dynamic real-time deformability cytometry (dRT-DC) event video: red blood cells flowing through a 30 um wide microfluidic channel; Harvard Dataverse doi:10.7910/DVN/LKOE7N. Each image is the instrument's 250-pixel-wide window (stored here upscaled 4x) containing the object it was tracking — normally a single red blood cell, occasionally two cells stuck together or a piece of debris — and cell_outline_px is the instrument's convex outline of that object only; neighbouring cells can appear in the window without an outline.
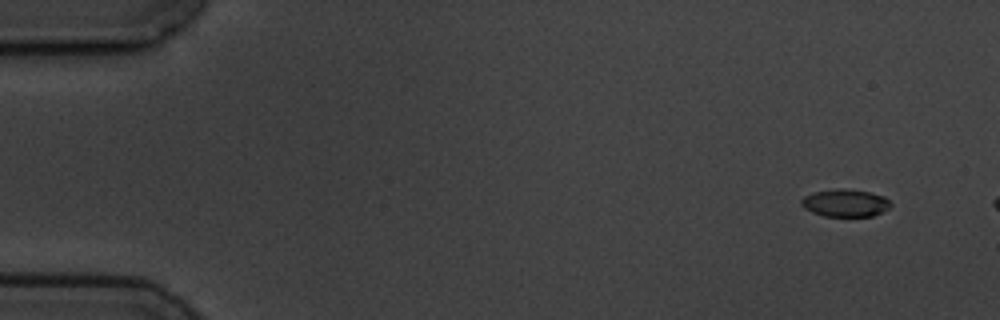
{"species": "common noctule bat (a hibernating species)", "species_latin": "Nyctalus noctula", "temperature_condition": "cold", "stored_images_in_passage": 4, "camera_frame_rate_fps": 3000, "um_per_image_px": 0.085, "animal": {"sex": "male", "body_mass_g": 19.5, "forearm_length_mm": 54.6}, "frame": {"image": 1, "passage_image": 2, "time_ms": 1.333, "image_size_px": [1000, 320], "cell_outline_px": [[892, 204], [888, 208], [872, 216], [824, 216], [812, 212], [804, 208], [800, 204], [800, 200], [804, 196], [812, 192], [836, 188], [844, 188], [868, 192], [884, 196]], "centroid_in_image_um": [71.8, 17.24], "position_along_channel_um": 13.2, "area_um2": 14.33}}